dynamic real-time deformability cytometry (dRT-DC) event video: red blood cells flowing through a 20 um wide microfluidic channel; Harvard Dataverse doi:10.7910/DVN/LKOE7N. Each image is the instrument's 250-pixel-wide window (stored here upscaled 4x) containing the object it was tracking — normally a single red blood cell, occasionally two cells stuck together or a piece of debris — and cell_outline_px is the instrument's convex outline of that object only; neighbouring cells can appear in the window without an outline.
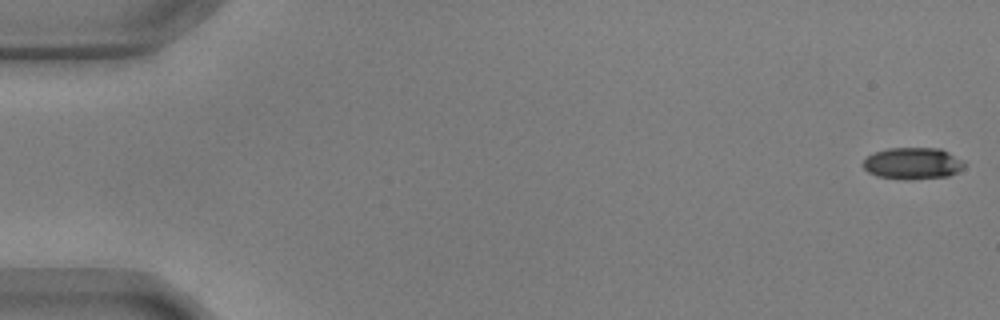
{"species": "common noctule bat (a hibernating species)", "species_latin": "Nyctalus noctula", "temperature_condition": "warm", "stored_images_in_passage": 56, "camera_frame_rate_fps": 3000, "um_per_image_px": 0.085, "animal": {"sex": "male", "body_mass_g": 17.9, "forearm_length_mm": 54.2}, "frame": {"image": 1, "passage_image": 1, "time_ms": 0.0, "image_size_px": [1000, 320], "cell_outline_px": [[964, 168], [948, 176], [908, 180], [904, 180], [876, 176], [868, 172], [864, 168], [864, 160], [868, 156], [876, 152], [888, 148], [940, 148], [964, 160]], "centroid_in_image_um": [77.59, 13.89], "position_along_channel_um": 7.4, "area_um2": 18.73}}
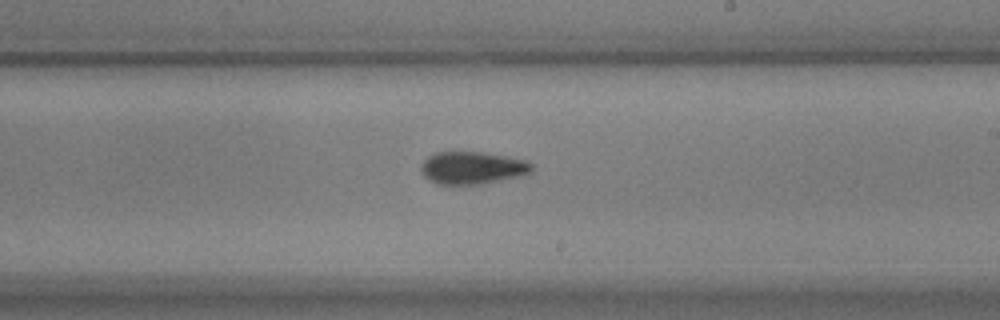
{"frame": {"image": 2, "passage_image": 33, "time_ms": 10.667, "image_size_px": [1000, 320], "cell_outline_px": [[532, 172], [524, 176], [480, 184], [436, 184], [428, 180], [424, 176], [420, 168], [424, 160], [428, 156], [436, 152], [480, 152], [508, 156], [528, 160], [532, 164]], "centroid_in_image_um": [40.18, 14.27], "position_along_channel_um": 248.8, "area_um2": 21.21}}
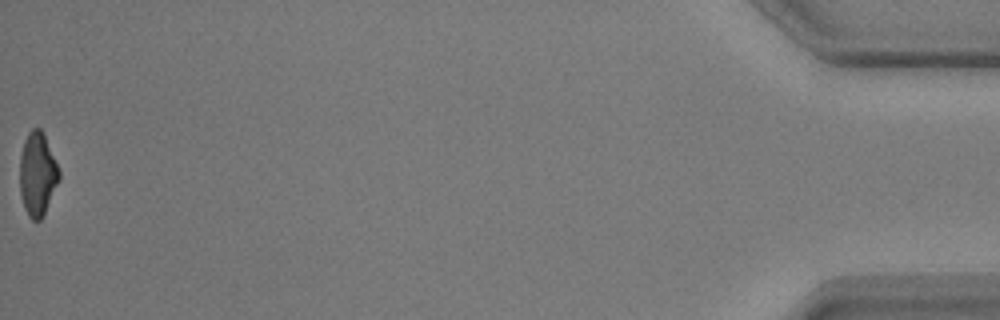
{"frame": {"image": 3, "passage_image": 56, "time_ms": 18.333, "image_size_px": [1000, 320], "cell_outline_px": [[60, 180], [40, 220], [32, 220], [28, 216], [24, 208], [20, 196], [20, 156], [24, 140], [28, 132], [32, 128], [40, 128], [44, 136], [60, 172]], "centroid_in_image_um": [3.16, 14.81], "position_along_channel_um": 432.0, "area_um2": 18.9}, "authors_computed_cell_mechanics": {"area_um2": 20.0855, "velocity_mm_per_s": 3.6406, "shape_relaxation_time_tau1_ms": 3.3367, "shape_relaxation_time_tau2_ms": 2.6338, "deformation_change_tau1": 0.1695, "deformation_change_tau2": 0.0977}}